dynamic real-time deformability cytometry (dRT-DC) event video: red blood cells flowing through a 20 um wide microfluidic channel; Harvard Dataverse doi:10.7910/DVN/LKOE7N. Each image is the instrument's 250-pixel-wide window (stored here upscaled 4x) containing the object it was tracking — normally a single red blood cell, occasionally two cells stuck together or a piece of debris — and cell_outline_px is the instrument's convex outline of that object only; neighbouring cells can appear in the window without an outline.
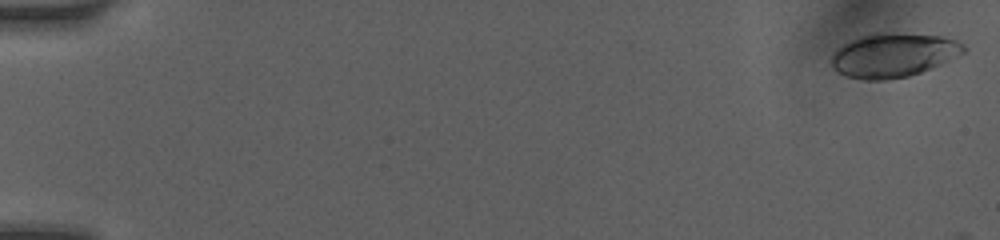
{"species": "human", "species_latin": "Homo sapiens", "temperature_condition": "room temperature", "stored_images_in_passage": 7, "camera_frame_rate_fps": 3000, "um_per_image_px": 0.085, "donor": {"sex": "female"}, "frame": {"image": 1, "passage_image": 1, "time_ms": 0.0, "image_size_px": [1000, 240], "cell_outline_px": [[968, 48], [964, 52], [940, 64], [920, 72], [908, 76], [884, 80], [864, 80], [844, 76], [832, 68], [832, 56], [844, 44], [860, 36], [872, 32], [892, 32], [940, 36], [956, 40], [964, 44]], "centroid_in_image_um": [75.93, 4.68], "position_along_channel_um": 9.1, "area_um2": 33.87}}